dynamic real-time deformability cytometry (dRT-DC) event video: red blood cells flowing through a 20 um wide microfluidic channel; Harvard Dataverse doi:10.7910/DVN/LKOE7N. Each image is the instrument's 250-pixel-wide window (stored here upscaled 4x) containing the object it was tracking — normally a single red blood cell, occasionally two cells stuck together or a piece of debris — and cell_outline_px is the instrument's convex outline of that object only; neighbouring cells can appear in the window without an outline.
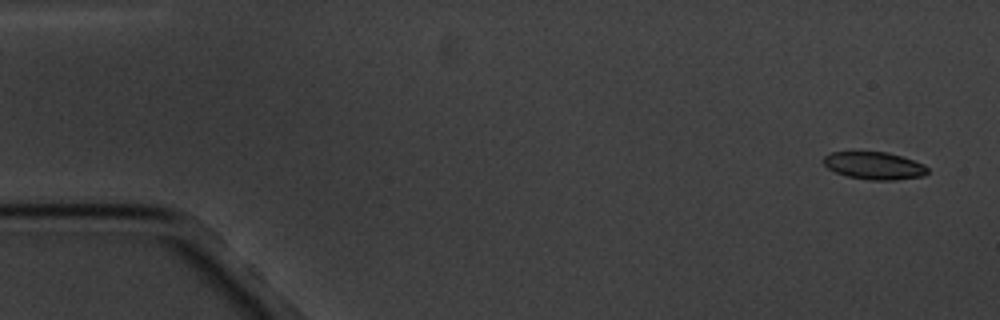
{"species": "common noctule bat (a hibernating species)", "species_latin": "Nyctalus noctula", "temperature_condition": "cold", "stored_images_in_passage": 5, "camera_frame_rate_fps": 3000, "um_per_image_px": 0.085, "animal": {"sex": "male", "body_mass_g": 20.1, "forearm_length_mm": 53.5}, "frame": {"image": 1, "passage_image": 1, "time_ms": 0.0, "image_size_px": [1000, 320], "cell_outline_px": [[928, 172], [924, 176], [896, 180], [868, 180], [848, 176], [836, 172], [828, 168], [824, 164], [824, 156], [832, 152], [888, 152], [924, 164], [928, 168]], "centroid_in_image_um": [74.33, 14.09], "position_along_channel_um": 10.7, "area_um2": 16.59}}
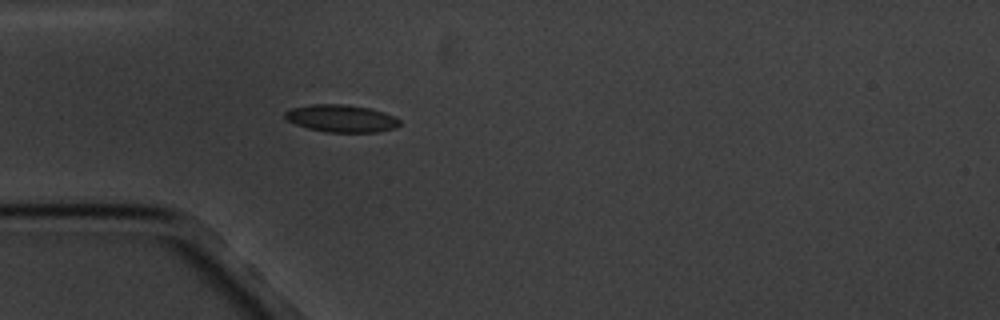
{"frame": {"image": 2, "passage_image": 5, "time_ms": 4.667, "image_size_px": [1000, 320], "cell_outline_px": [[400, 124], [396, 128], [376, 132], [324, 132], [308, 128], [296, 124], [288, 120], [284, 116], [284, 112], [292, 108], [312, 104], [344, 104], [368, 108], [384, 112], [400, 120]], "centroid_in_image_um": [29.01, 10.07], "position_along_channel_um": 56.0, "area_um2": 18.21}}